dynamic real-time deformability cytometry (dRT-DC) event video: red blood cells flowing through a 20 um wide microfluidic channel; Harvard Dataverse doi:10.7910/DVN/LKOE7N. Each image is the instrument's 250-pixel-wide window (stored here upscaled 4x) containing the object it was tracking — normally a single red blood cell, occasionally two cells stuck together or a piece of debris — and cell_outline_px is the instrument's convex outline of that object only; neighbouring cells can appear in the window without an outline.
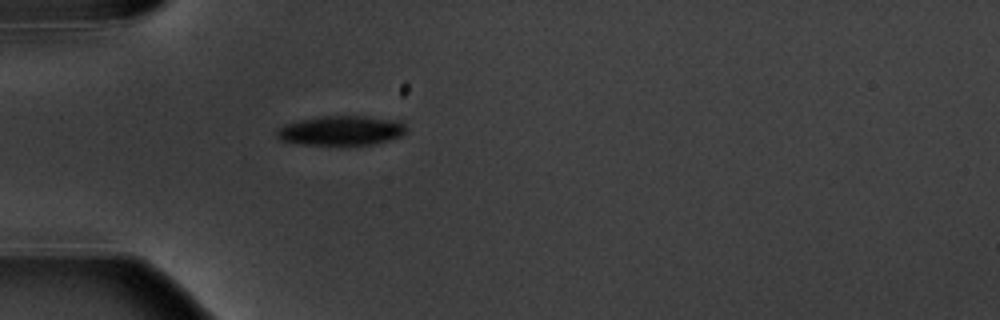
{"species": "common noctule bat (a hibernating species)", "species_latin": "Nyctalus noctula", "temperature_condition": "warm", "stored_images_in_passage": 1, "camera_frame_rate_fps": 3000, "um_per_image_px": 0.085, "animal": {"sex": "male", "body_mass_g": 20.1, "forearm_length_mm": 53.5}, "frame": {"image": 1, "passage_image": 1, "time_ms": 0.0, "image_size_px": [1000, 320], "cell_outline_px": [[404, 132], [400, 136], [388, 140], [372, 144], [300, 144], [280, 140], [276, 136], [276, 132], [280, 128], [288, 124], [300, 120], [324, 116], [364, 116], [392, 120], [404, 124]], "centroid_in_image_um": [28.96, 11.1], "position_along_channel_um": 56.0, "area_um2": 21.62}}